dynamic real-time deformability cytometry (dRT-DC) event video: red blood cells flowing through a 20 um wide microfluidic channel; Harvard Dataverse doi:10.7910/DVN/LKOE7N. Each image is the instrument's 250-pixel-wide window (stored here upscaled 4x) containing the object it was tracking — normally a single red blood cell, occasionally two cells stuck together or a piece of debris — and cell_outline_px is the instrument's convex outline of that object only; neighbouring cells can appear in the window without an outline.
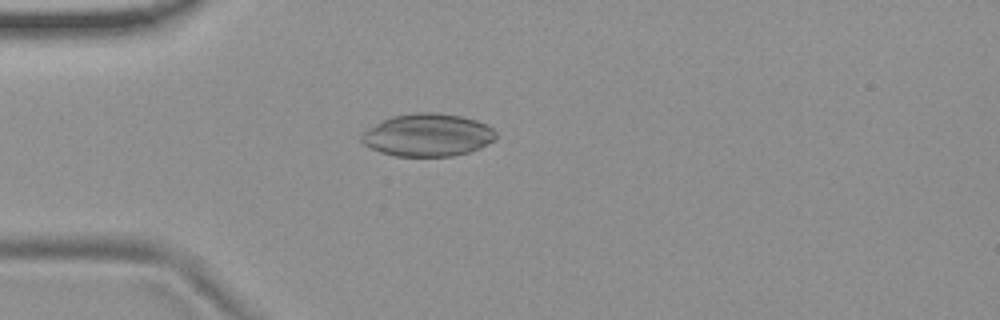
{"species": "common noctule bat (a hibernating species)", "species_latin": "Nyctalus noctula", "temperature_condition": "room temperature", "stored_images_in_passage": 40, "camera_frame_rate_fps": 3000, "um_per_image_px": 0.085, "animal": {"sex": "female", "body_mass_g": 19.9}, "frame": {"image": 1, "passage_image": 1, "time_ms": 0.0, "image_size_px": [1000, 320], "cell_outline_px": [[496, 140], [480, 148], [468, 152], [452, 156], [396, 156], [380, 152], [364, 144], [360, 140], [360, 136], [368, 128], [392, 116], [416, 112], [436, 112], [460, 116], [476, 120], [488, 124], [496, 132]], "centroid_in_image_um": [36.38, 11.47], "position_along_channel_um": 48.6, "area_um2": 33.47}}
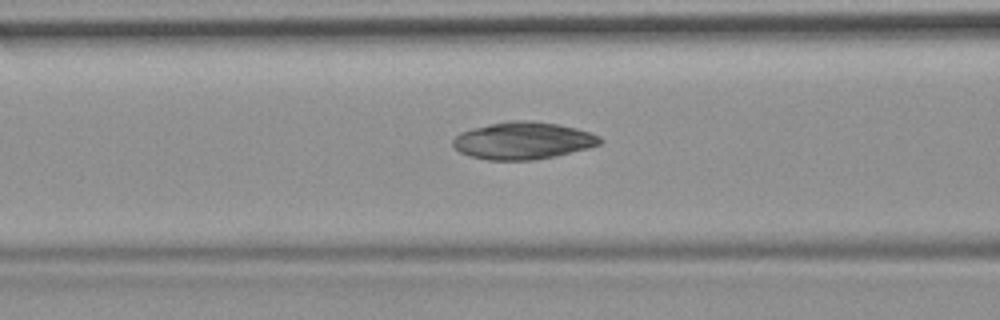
{"frame": {"image": 2, "passage_image": 8, "time_ms": 2.333, "image_size_px": [1000, 320], "cell_outline_px": [[604, 140], [600, 144], [588, 148], [556, 156], [532, 160], [488, 160], [468, 156], [460, 152], [452, 144], [452, 140], [460, 132], [472, 128], [488, 124], [508, 120], [532, 120], [560, 124], [576, 128], [600, 136]], "centroid_in_image_um": [44.45, 11.94], "position_along_channel_um": 122.2, "area_um2": 32.19}}
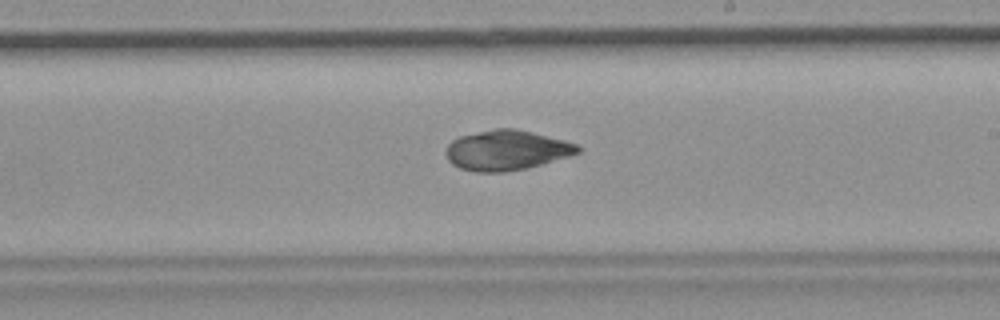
{"frame": {"image": 3, "passage_image": 18, "time_ms": 5.667, "image_size_px": [1000, 320], "cell_outline_px": [[584, 148], [580, 152], [568, 156], [540, 164], [524, 168], [504, 172], [476, 172], [460, 168], [452, 164], [448, 160], [444, 152], [448, 144], [452, 140], [460, 136], [496, 128], [512, 128], [532, 132], [564, 140], [576, 144]], "centroid_in_image_um": [43.03, 12.77], "position_along_channel_um": 246.0, "area_um2": 30.58}}